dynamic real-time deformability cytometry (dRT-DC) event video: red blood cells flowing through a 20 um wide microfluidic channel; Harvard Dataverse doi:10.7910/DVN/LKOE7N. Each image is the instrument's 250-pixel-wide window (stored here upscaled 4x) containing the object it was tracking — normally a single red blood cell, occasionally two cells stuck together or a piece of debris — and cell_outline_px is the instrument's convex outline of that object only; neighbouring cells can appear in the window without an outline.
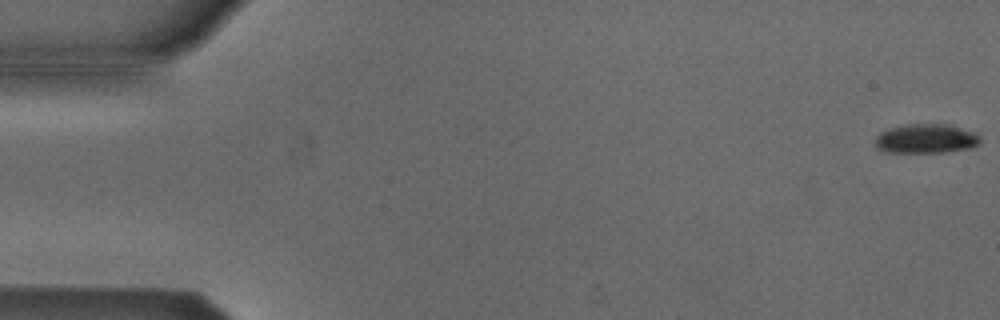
{"species": "Egyptian fruit bat (a non-hibernating species)", "species_latin": "Rousettus aegyptiacus", "temperature_condition": "cold", "stored_images_in_passage": 13, "camera_frame_rate_fps": 3000, "um_per_image_px": 0.085, "animal": {"sex": "male"}, "frame": {"image": 1, "passage_image": 1, "time_ms": 0.0, "image_size_px": [1000, 320], "cell_outline_px": [[980, 144], [972, 148], [944, 152], [888, 152], [876, 148], [876, 136], [880, 132], [888, 128], [908, 124], [944, 124], [976, 132], [980, 136]], "centroid_in_image_um": [78.73, 11.79], "position_along_channel_um": 6.3, "area_um2": 17.98}}